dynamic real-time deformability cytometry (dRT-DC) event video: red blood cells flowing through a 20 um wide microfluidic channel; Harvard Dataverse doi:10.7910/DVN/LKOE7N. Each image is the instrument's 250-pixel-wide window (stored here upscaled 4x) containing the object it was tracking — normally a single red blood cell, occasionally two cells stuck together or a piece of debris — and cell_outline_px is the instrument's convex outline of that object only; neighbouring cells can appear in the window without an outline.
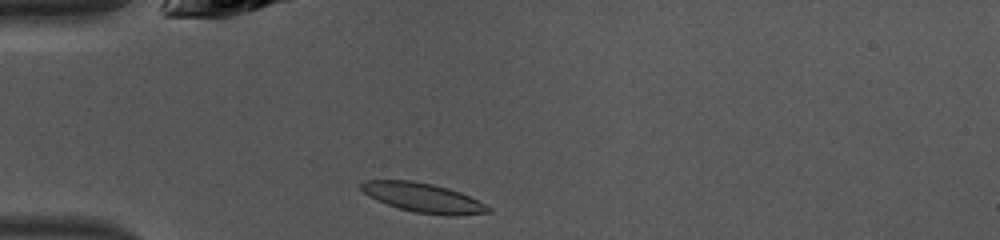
{"species": "common noctule bat (a hibernating species)", "species_latin": "Nyctalus noctula", "temperature_condition": "warm", "stored_images_in_passage": 34, "camera_frame_rate_fps": 3000, "um_per_image_px": 0.085, "animal": {"sex": "female", "body_mass_g": 10.0, "forearm_length_mm": 53.1}, "frame": {"image": 1, "passage_image": 1, "time_ms": 0.0, "image_size_px": [1000, 240], "cell_outline_px": [[492, 212], [452, 216], [448, 216], [416, 212], [400, 208], [376, 200], [364, 192], [360, 188], [360, 184], [364, 180], [412, 180], [432, 184], [448, 188], [460, 192], [492, 208]], "centroid_in_image_um": [35.97, 16.8], "position_along_channel_um": 49.0, "area_um2": 21.5}}
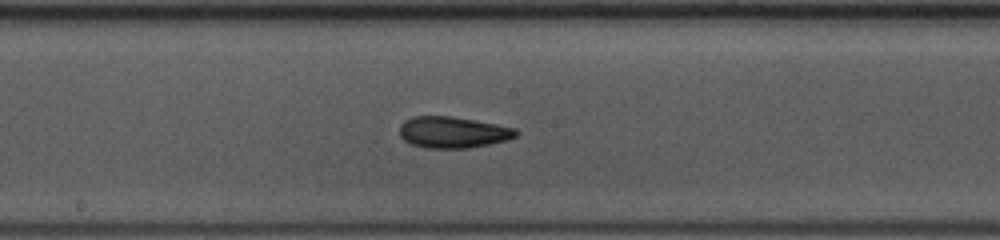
{"frame": {"image": 2, "passage_image": 13, "time_ms": 4.0, "image_size_px": [1000, 240], "cell_outline_px": [[520, 132], [516, 136], [508, 140], [468, 148], [424, 148], [412, 144], [404, 140], [400, 136], [400, 124], [404, 120], [412, 116], [452, 116], [496, 124], [516, 128]], "centroid_in_image_um": [38.49, 11.24], "position_along_channel_um": 209.7, "area_um2": 21.39}}
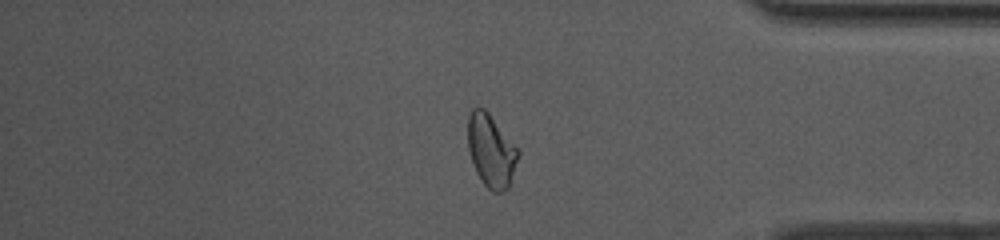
{"frame": {"image": 3, "passage_image": 27, "time_ms": 8.667, "image_size_px": [1000, 240], "cell_outline_px": [[520, 152], [508, 188], [500, 192], [492, 192], [480, 180], [476, 172], [468, 148], [468, 116], [472, 108], [476, 104], [484, 108], [488, 112]], "centroid_in_image_um": [41.72, 12.79], "position_along_channel_um": 393.5, "area_um2": 21.15}, "authors_computed_cell_mechanics": {"area_um2": 21.3282, "velocity_mm_per_s": 4.335, "shape_relaxation_time_tau1_ms": 4.8293, "shape_relaxation_time_tau2_ms": 2.2704, "deformation_change_tau1": 0.1573, "deformation_change_tau2": 0.0977}}